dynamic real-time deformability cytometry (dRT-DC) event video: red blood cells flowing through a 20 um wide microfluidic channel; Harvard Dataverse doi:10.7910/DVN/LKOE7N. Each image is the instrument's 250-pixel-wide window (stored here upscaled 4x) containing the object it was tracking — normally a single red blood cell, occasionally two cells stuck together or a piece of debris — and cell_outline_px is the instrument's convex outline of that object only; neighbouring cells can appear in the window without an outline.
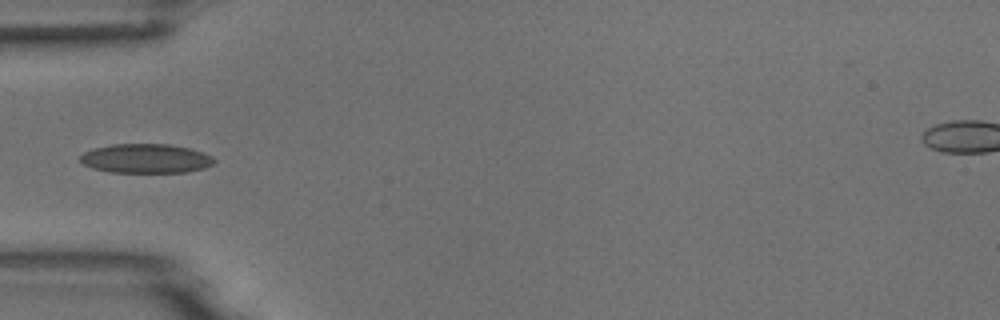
{"species": "common noctule bat (a hibernating species)", "species_latin": "Nyctalus noctula", "temperature_condition": "room temperature", "stored_images_in_passage": 6, "camera_frame_rate_fps": 3000, "um_per_image_px": 0.085, "animal": {"sex": "male", "body_mass_g": 18.8}, "frame": {"image": 1, "passage_image": 5, "time_ms": 4.667, "image_size_px": [1000, 320], "cell_outline_px": [[216, 160], [212, 164], [204, 168], [188, 172], [108, 172], [92, 168], [84, 164], [80, 160], [80, 156], [84, 152], [92, 148], [112, 144], [168, 144], [188, 148], [204, 152], [212, 156]], "centroid_in_image_um": [12.39, 13.47], "position_along_channel_um": 72.6, "area_um2": 22.89}}